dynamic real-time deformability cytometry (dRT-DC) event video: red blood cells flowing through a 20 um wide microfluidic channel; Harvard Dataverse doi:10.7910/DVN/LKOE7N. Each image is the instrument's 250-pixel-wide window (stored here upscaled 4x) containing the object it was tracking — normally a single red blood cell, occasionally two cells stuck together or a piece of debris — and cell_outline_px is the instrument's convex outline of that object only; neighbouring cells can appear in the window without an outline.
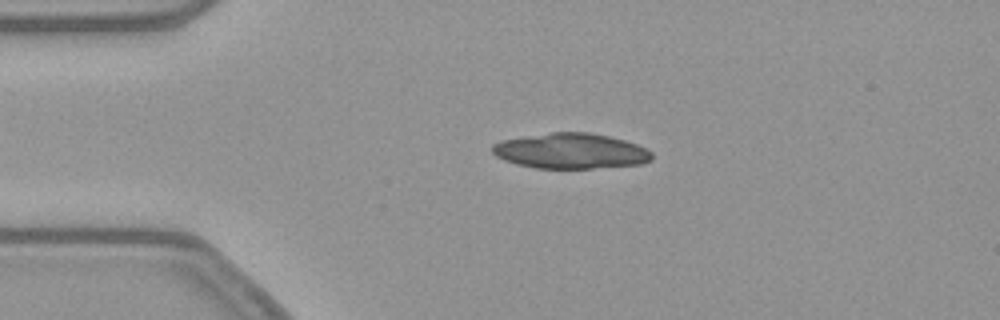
{"species": "common noctule bat (a hibernating species)", "species_latin": "Nyctalus noctula", "temperature_condition": "warm", "stored_images_in_passage": 42, "camera_frame_rate_fps": 3000, "um_per_image_px": 0.085, "animal": {"sex": "female", "body_mass_g": 21.9}, "frame": {"image": 1, "passage_image": 7, "time_ms": 2.0, "image_size_px": [1000, 320], "cell_outline_px": [[652, 160], [640, 164], [592, 168], [536, 168], [516, 164], [504, 160], [496, 156], [492, 152], [492, 144], [500, 140], [524, 136], [552, 132], [592, 132], [624, 140], [636, 144], [652, 152]], "centroid_in_image_um": [48.48, 12.83], "position_along_channel_um": 36.5, "area_um2": 32.95}}